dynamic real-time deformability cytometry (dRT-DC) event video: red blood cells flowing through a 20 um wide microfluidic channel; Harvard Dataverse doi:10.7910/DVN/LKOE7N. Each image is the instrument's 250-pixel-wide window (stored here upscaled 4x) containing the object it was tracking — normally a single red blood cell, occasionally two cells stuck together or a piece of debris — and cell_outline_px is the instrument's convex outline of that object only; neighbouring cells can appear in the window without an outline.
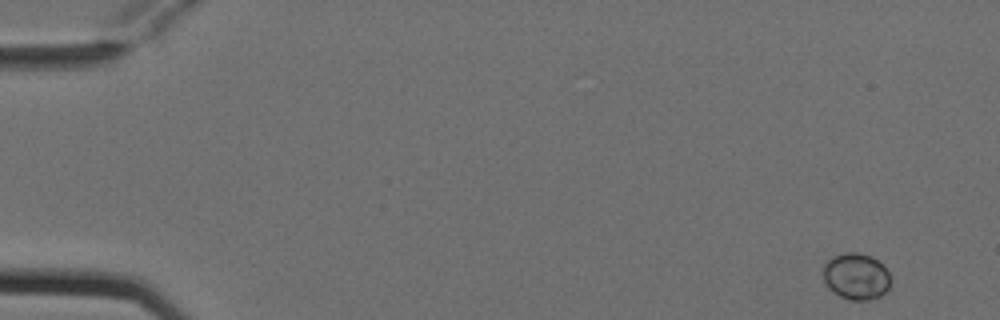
{"species": "Egyptian fruit bat (a non-hibernating species)", "species_latin": "Rousettus aegyptiacus", "temperature_condition": "cold", "stored_images_in_passage": 7, "camera_frame_rate_fps": 3000, "um_per_image_px": 0.085, "animal": {"sex": "female"}, "frame": {"image": 1, "passage_image": 1, "time_ms": 0.0, "image_size_px": [1000, 320], "cell_outline_px": [[888, 288], [880, 296], [868, 300], [848, 300], [832, 292], [824, 284], [824, 264], [832, 256], [844, 252], [856, 252], [872, 256], [888, 272]], "centroid_in_image_um": [72.71, 23.49], "position_along_channel_um": 12.3, "area_um2": 18.15}}
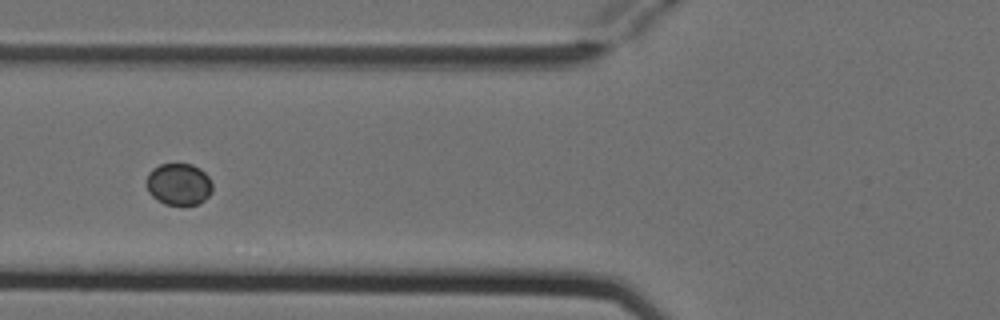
{"frame": {"image": 2, "passage_image": 6, "time_ms": 1.667, "image_size_px": [1000, 320], "cell_outline_px": [[212, 192], [204, 200], [196, 204], [164, 204], [156, 200], [148, 192], [148, 172], [152, 168], [160, 164], [192, 164], [200, 168], [208, 176], [212, 184]], "centroid_in_image_um": [15.2, 15.65], "position_along_channel_um": 110.6, "area_um2": 16.01}}
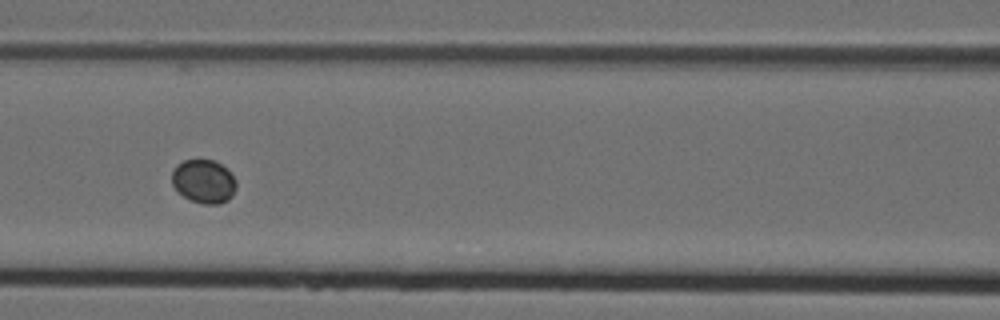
{"frame": {"image": 3, "passage_image": 7, "time_ms": 2.0, "image_size_px": [1000, 320], "cell_outline_px": [[236, 188], [232, 196], [228, 200], [220, 204], [204, 204], [192, 200], [184, 196], [172, 184], [172, 172], [176, 164], [184, 160], [212, 160], [220, 164], [236, 180]], "centroid_in_image_um": [17.31, 15.42], "position_along_channel_um": 149.3, "area_um2": 16.13}}